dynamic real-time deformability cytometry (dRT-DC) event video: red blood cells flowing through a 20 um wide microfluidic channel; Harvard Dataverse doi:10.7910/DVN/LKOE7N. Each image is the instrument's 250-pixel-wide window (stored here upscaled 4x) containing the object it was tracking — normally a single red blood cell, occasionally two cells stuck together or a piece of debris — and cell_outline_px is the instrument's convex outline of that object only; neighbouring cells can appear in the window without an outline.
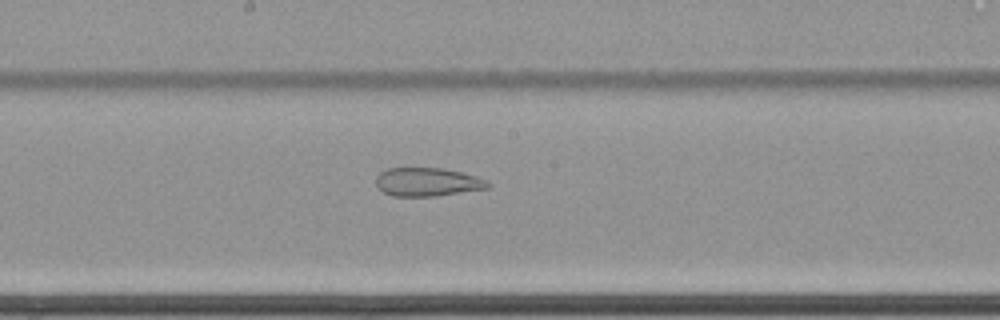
{"species": "common noctule bat (a hibernating species)", "species_latin": "Nyctalus noctula", "temperature_condition": "cold", "stored_images_in_passage": 63, "camera_frame_rate_fps": 3000, "um_per_image_px": 0.085, "animal": {"sex": "female", "body_mass_g": 22.7, "forearm_length_mm": 54.2}, "frame": {"image": 1, "passage_image": 36, "time_ms": 11.667, "image_size_px": [1000, 320], "cell_outline_px": [[492, 184], [488, 188], [436, 196], [392, 196], [376, 188], [376, 176], [380, 172], [388, 168], [444, 168], [476, 176], [488, 180]], "centroid_in_image_um": [36.32, 15.47], "position_along_channel_um": 211.9, "area_um2": 18.73}}
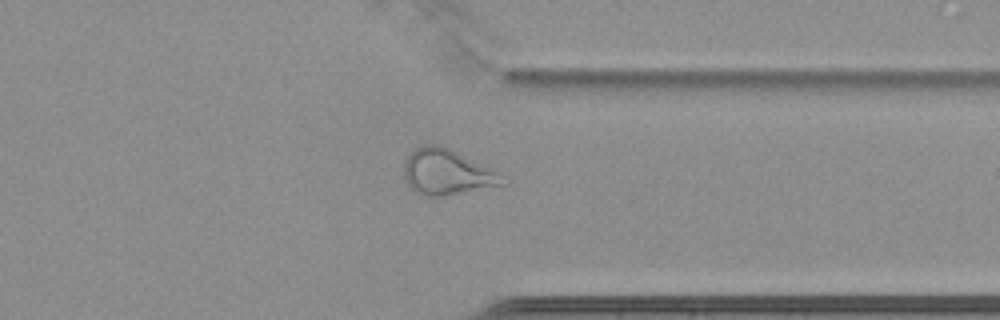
{"frame": {"image": 2, "passage_image": 50, "time_ms": 16.333, "image_size_px": [1000, 320], "cell_outline_px": [[508, 184], [444, 196], [420, 196], [408, 184], [404, 176], [404, 160], [416, 148], [428, 144], [436, 144], [448, 148], [496, 172]], "centroid_in_image_um": [37.94, 14.66], "position_along_channel_um": 373.5, "area_um2": 25.61}}
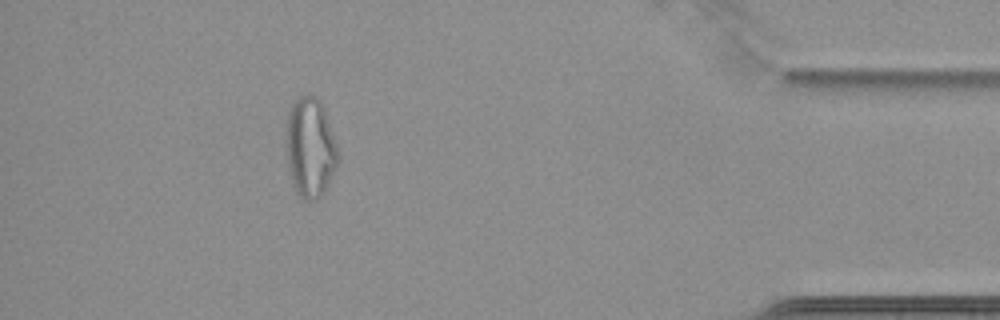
{"frame": {"image": 3, "passage_image": 57, "time_ms": 18.667, "image_size_px": [1000, 320], "cell_outline_px": [[340, 160], [324, 192], [316, 200], [304, 200], [296, 192], [292, 184], [288, 168], [284, 136], [284, 132], [288, 112], [292, 104], [300, 96], [308, 92], [316, 96], [320, 100], [324, 108], [340, 156]], "centroid_in_image_um": [26.34, 12.52], "position_along_channel_um": 408.9, "area_um2": 30.87}, "authors_computed_cell_mechanics": {"area_um2": 29.8826, "velocity_mm_per_s": 3.461, "shape_relaxation_time_tau1_ms": null, "shape_relaxation_time_tau2_ms": 3.304, "deformation_change_tau1": null, "deformation_change_tau2": 0.1286}}